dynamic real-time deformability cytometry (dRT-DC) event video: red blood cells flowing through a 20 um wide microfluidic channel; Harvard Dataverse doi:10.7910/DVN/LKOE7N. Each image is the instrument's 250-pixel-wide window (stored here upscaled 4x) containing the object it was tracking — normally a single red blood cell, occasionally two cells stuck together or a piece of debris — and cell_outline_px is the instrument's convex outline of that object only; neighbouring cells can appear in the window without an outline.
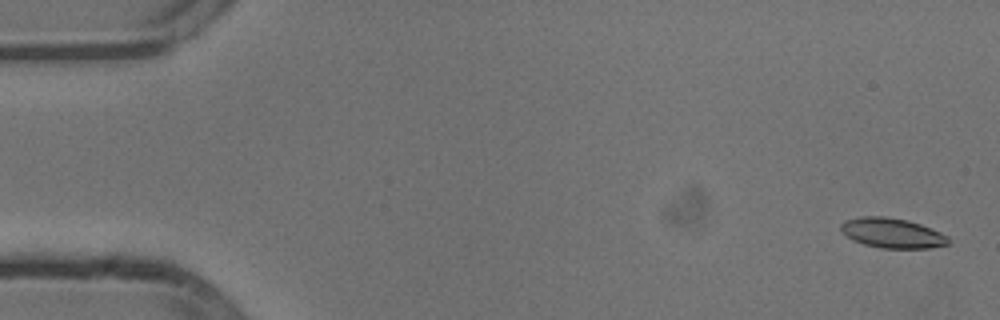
{"species": "common noctule bat (a hibernating species)", "species_latin": "Nyctalus noctula", "temperature_condition": "cold", "stored_images_in_passage": 54, "camera_frame_rate_fps": 3000, "um_per_image_px": 0.085, "animal": {"sex": "male", "body_mass_g": 13.3}, "frame": {"image": 1, "passage_image": 2, "time_ms": 0.333, "image_size_px": [1000, 320], "cell_outline_px": [[948, 244], [928, 248], [880, 248], [864, 244], [852, 240], [840, 232], [840, 224], [844, 220], [860, 216], [884, 216], [908, 220], [920, 224], [940, 232], [948, 236]], "centroid_in_image_um": [75.77, 19.8], "position_along_channel_um": 9.2, "area_um2": 18.84}}
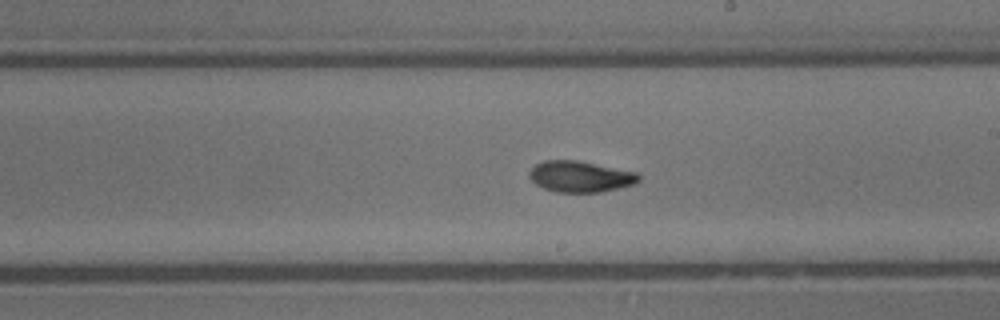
{"frame": {"image": 2, "passage_image": 31, "time_ms": 10.0, "image_size_px": [1000, 320], "cell_outline_px": [[640, 180], [636, 184], [600, 192], [556, 192], [544, 188], [536, 184], [528, 176], [528, 172], [536, 164], [544, 160], [576, 160], [636, 172], [640, 176]], "centroid_in_image_um": [49.32, 15.01], "position_along_channel_um": 239.7, "area_um2": 19.77}}
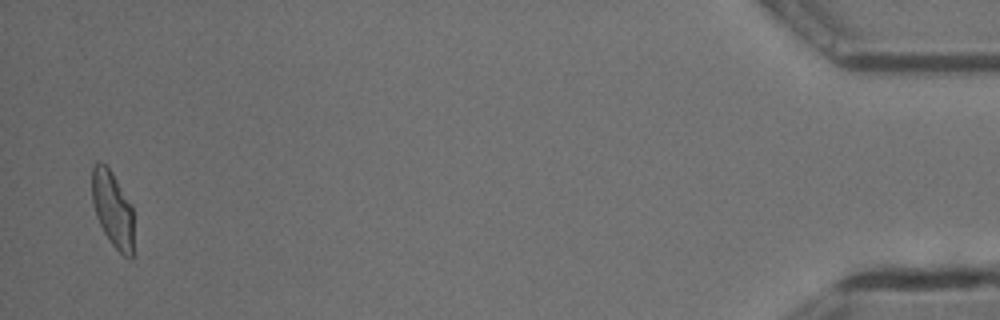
{"frame": {"image": 3, "passage_image": 53, "time_ms": 17.333, "image_size_px": [1000, 320], "cell_outline_px": [[132, 256], [124, 256], [112, 244], [104, 232], [96, 216], [92, 200], [92, 168], [96, 160], [100, 160], [112, 172], [132, 204]], "centroid_in_image_um": [9.55, 17.7], "position_along_channel_um": 425.6, "area_um2": 18.26}, "authors_computed_cell_mechanics": {"area_um2": 19.1607, "velocity_mm_per_s": 3.8164, "shape_relaxation_time_tau1_ms": 4.8521, "shape_relaxation_time_tau2_ms": 2.8085, "deformation_change_tau1": 0.1821, "deformation_change_tau2": 0.0901}}